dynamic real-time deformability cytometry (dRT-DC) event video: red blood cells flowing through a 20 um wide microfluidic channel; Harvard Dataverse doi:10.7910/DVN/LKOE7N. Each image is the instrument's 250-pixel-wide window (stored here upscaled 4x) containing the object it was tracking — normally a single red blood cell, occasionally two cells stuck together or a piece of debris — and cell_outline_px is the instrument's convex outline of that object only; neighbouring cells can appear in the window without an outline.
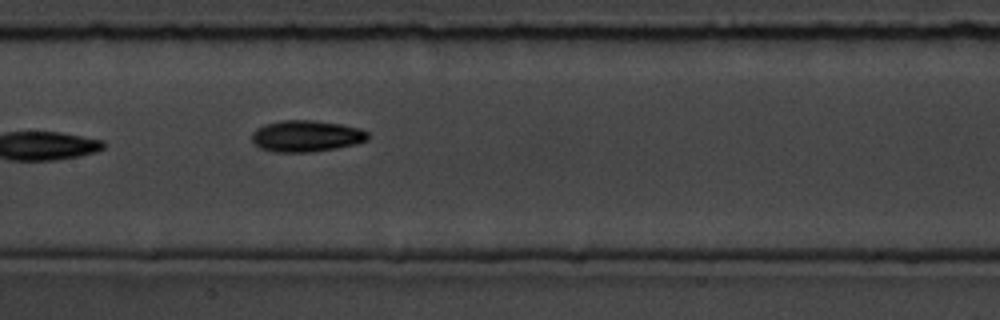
{"species": "common noctule bat (a hibernating species)", "species_latin": "Nyctalus noctula", "temperature_condition": "room temperature", "stored_images_in_passage": 8, "camera_frame_rate_fps": 3000, "um_per_image_px": 0.085, "animal": {"sex": "male", "body_mass_g": 19.5, "forearm_length_mm": 54.6}, "frame": {"image": 1, "passage_image": 8, "time_ms": 2.333, "image_size_px": [1000, 320], "cell_outline_px": [[368, 140], [356, 144], [336, 148], [312, 152], [276, 152], [260, 148], [252, 144], [252, 132], [256, 128], [264, 124], [280, 120], [312, 120], [340, 124], [360, 128], [368, 132]], "centroid_in_image_um": [26.01, 11.56], "position_along_channel_um": 181.4, "area_um2": 21.44}}